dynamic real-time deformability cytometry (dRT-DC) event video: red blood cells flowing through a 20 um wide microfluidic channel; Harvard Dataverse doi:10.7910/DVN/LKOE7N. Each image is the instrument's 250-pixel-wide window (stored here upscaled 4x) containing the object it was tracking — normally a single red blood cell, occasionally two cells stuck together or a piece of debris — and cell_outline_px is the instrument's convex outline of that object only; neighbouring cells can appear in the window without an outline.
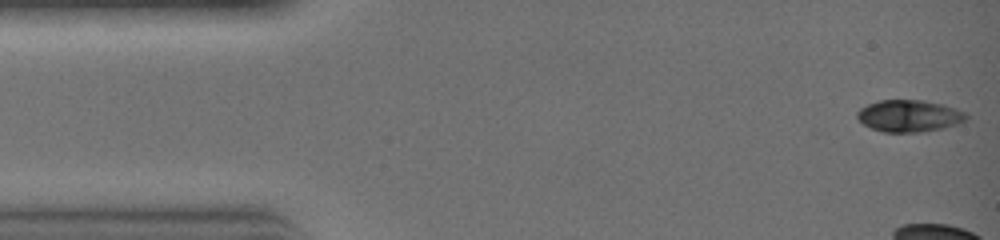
{"species": "common noctule bat (a hibernating species)", "species_latin": "Nyctalus noctula", "temperature_condition": "warm", "stored_images_in_passage": 6, "camera_frame_rate_fps": 3000, "um_per_image_px": 0.085, "animal": {"sex": "female", "body_mass_g": 19.0, "forearm_length_mm": 51.5}, "frame": {"image": 1, "passage_image": 1, "time_ms": 0.0, "image_size_px": [1000, 240], "cell_outline_px": [[968, 116], [964, 120], [956, 124], [924, 132], [884, 132], [872, 128], [864, 124], [856, 116], [856, 112], [860, 108], [868, 104], [880, 100], [920, 100], [940, 104], [964, 112]], "centroid_in_image_um": [77.22, 9.85], "position_along_channel_um": 7.8, "area_um2": 19.88}}